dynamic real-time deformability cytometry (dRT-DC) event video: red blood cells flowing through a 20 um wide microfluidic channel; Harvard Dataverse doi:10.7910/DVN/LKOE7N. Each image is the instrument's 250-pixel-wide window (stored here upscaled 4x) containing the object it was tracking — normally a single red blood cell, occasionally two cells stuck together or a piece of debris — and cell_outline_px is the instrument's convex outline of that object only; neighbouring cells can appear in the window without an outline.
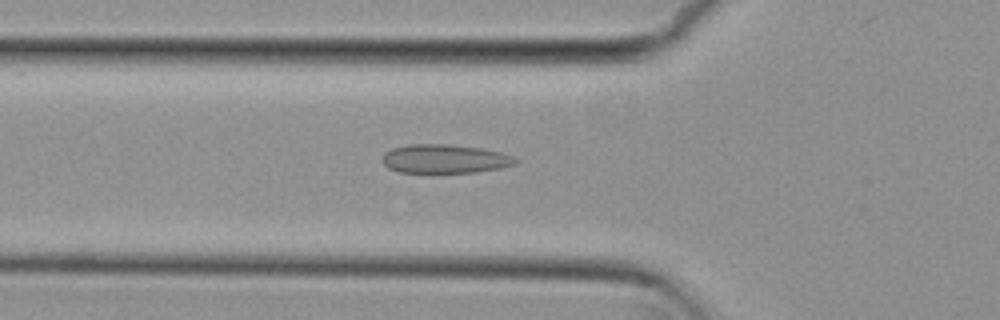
{"species": "common noctule bat (a hibernating species)", "species_latin": "Nyctalus noctula", "temperature_condition": "cold", "stored_images_in_passage": 50, "camera_frame_rate_fps": 3000, "um_per_image_px": 0.085, "animal": {"sex": "female", "body_mass_g": 29.2, "forearm_length_mm": 56.3}, "frame": {"image": 1, "passage_image": 15, "time_ms": 4.667, "image_size_px": [1000, 320], "cell_outline_px": [[520, 160], [516, 164], [500, 168], [476, 172], [400, 172], [388, 168], [380, 160], [384, 152], [392, 148], [408, 144], [448, 144], [480, 148], [500, 152], [512, 156]], "centroid_in_image_um": [37.78, 13.49], "position_along_channel_um": 88.0, "area_um2": 22.43}}
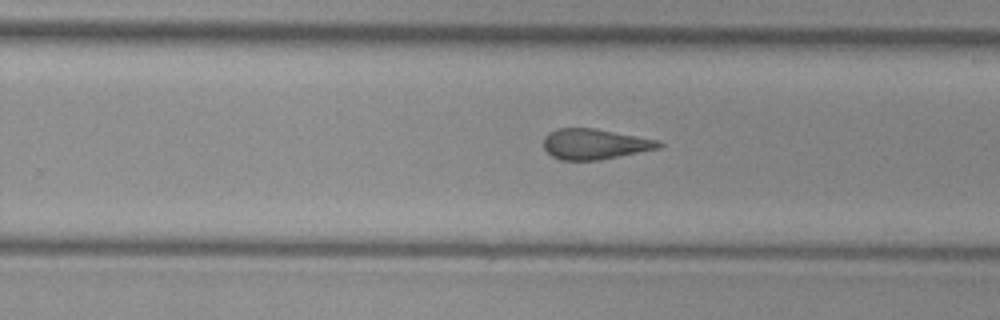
{"frame": {"image": 2, "passage_image": 30, "time_ms": 9.667, "image_size_px": [1000, 320], "cell_outline_px": [[664, 144], [660, 148], [600, 160], [560, 160], [552, 156], [544, 148], [544, 136], [548, 132], [556, 128], [596, 128], [656, 140]], "centroid_in_image_um": [50.52, 12.24], "position_along_channel_um": 279.3, "area_um2": 20.46}}
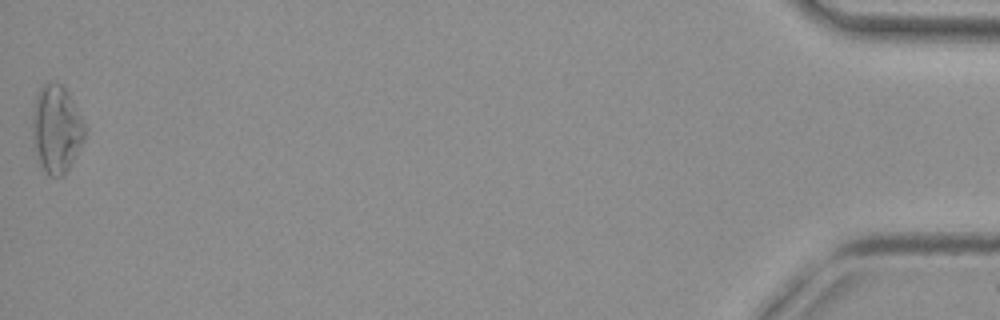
{"frame": {"image": 3, "passage_image": 50, "time_ms": 16.333, "image_size_px": [1000, 320], "cell_outline_px": [[84, 140], [64, 176], [48, 176], [36, 160], [32, 128], [32, 120], [36, 96], [40, 88], [48, 80], [60, 84], [68, 92], [84, 120]], "centroid_in_image_um": [4.78, 10.97], "position_along_channel_um": 430.4, "area_um2": 26.82}, "authors_computed_cell_mechanics": {"area_um2": 21.6461, "velocity_mm_per_s": 3.8266, "shape_relaxation_time_tau1_ms": null, "shape_relaxation_time_tau2_ms": 2.4984, "deformation_change_tau1": null, "deformation_change_tau2": 0.1028}}